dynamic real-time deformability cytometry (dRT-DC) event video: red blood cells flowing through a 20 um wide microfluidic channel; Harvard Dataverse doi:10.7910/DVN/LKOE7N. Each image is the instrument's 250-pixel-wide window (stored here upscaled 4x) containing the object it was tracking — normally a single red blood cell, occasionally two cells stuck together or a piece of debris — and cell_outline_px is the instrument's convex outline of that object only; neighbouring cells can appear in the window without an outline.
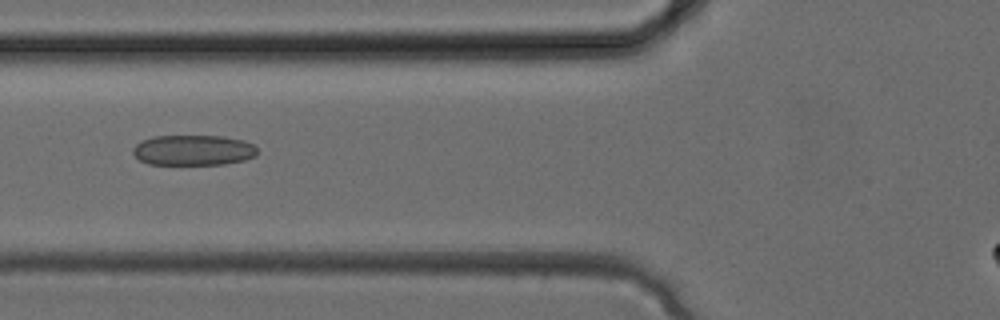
{"species": "common noctule bat (a hibernating species)", "species_latin": "Nyctalus noctula", "temperature_condition": "cold", "stored_images_in_passage": 34, "camera_frame_rate_fps": 3000, "um_per_image_px": 0.085, "animal": {"sex": "female", "body_mass_g": 24.6, "forearm_length_mm": 56.2}, "frame": {"image": 1, "passage_image": 13, "time_ms": 4.0, "image_size_px": [1000, 320], "cell_outline_px": [[256, 156], [244, 160], [224, 164], [148, 164], [140, 160], [132, 152], [132, 148], [140, 140], [152, 136], [224, 136], [244, 140], [252, 144], [256, 148]], "centroid_in_image_um": [16.41, 12.76], "position_along_channel_um": 109.4, "area_um2": 22.14}}
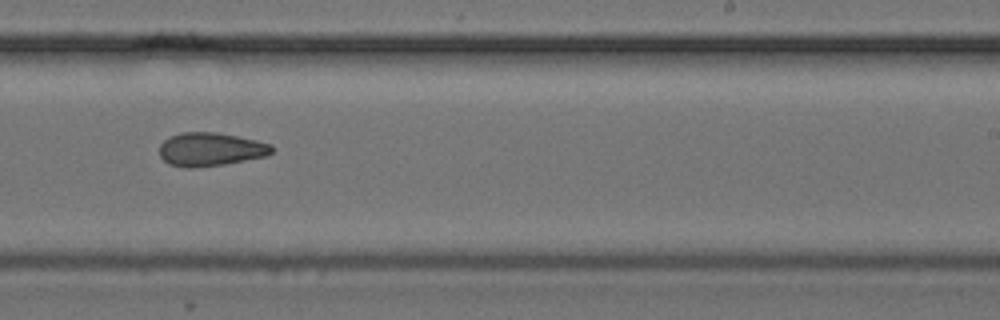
{"frame": {"image": 2, "passage_image": 21, "time_ms": 6.667, "image_size_px": [1000, 320], "cell_outline_px": [[272, 152], [268, 156], [224, 164], [196, 168], [188, 168], [168, 164], [160, 156], [160, 144], [164, 140], [180, 132], [216, 132], [256, 140], [272, 144]], "centroid_in_image_um": [17.89, 12.7], "position_along_channel_um": 271.1, "area_um2": 21.96}}
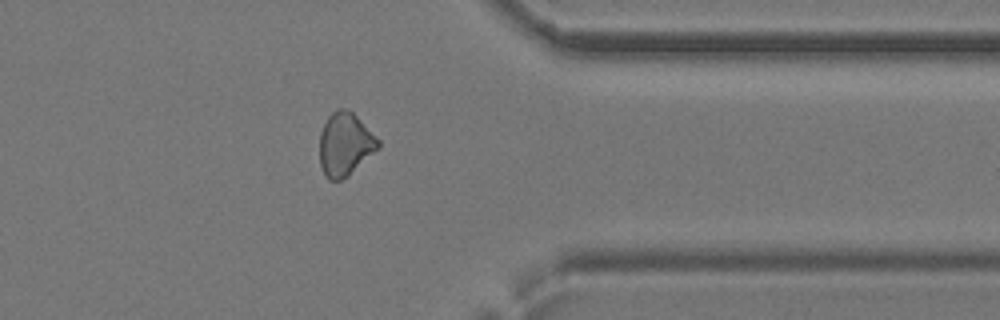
{"frame": {"image": 3, "passage_image": 27, "time_ms": 8.667, "image_size_px": [1000, 320], "cell_outline_px": [[380, 148], [348, 176], [340, 180], [328, 180], [324, 176], [320, 164], [320, 132], [328, 116], [336, 108], [344, 108], [352, 112], [380, 140]], "centroid_in_image_um": [29.33, 12.28], "position_along_channel_um": 382.1, "area_um2": 21.68}}